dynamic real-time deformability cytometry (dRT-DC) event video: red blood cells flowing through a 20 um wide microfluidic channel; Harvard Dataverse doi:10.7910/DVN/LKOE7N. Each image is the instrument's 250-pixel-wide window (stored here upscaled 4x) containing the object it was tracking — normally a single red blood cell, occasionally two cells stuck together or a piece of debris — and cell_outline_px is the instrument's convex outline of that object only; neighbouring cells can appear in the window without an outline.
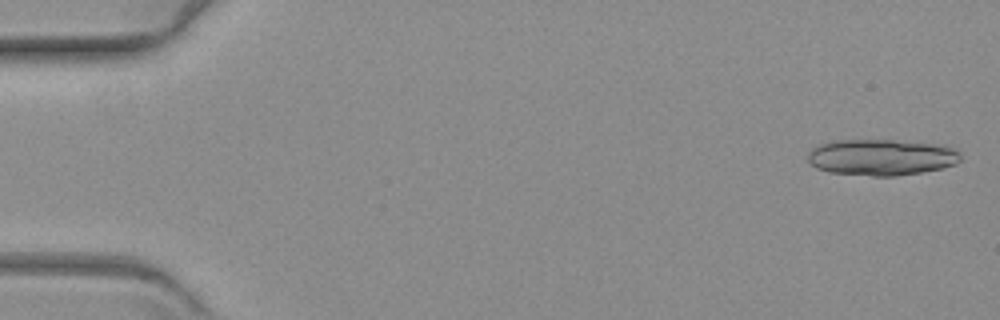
{"species": "common noctule bat (a hibernating species)", "species_latin": "Nyctalus noctula", "temperature_condition": "warm", "stored_images_in_passage": 19, "camera_frame_rate_fps": 3000, "um_per_image_px": 0.085, "animal": {"sex": "female", "body_mass_g": 19.3, "forearm_length_mm": 54.1}, "frame": {"image": 1, "passage_image": 2, "time_ms": 0.333, "image_size_px": [1000, 320], "cell_outline_px": [[960, 160], [956, 164], [940, 168], [920, 172], [892, 176], [872, 176], [828, 172], [816, 168], [808, 160], [808, 152], [812, 148], [820, 144], [836, 140], [892, 140], [944, 144], [960, 152]], "centroid_in_image_um": [74.92, 13.36], "position_along_channel_um": 10.1, "area_um2": 32.31}}